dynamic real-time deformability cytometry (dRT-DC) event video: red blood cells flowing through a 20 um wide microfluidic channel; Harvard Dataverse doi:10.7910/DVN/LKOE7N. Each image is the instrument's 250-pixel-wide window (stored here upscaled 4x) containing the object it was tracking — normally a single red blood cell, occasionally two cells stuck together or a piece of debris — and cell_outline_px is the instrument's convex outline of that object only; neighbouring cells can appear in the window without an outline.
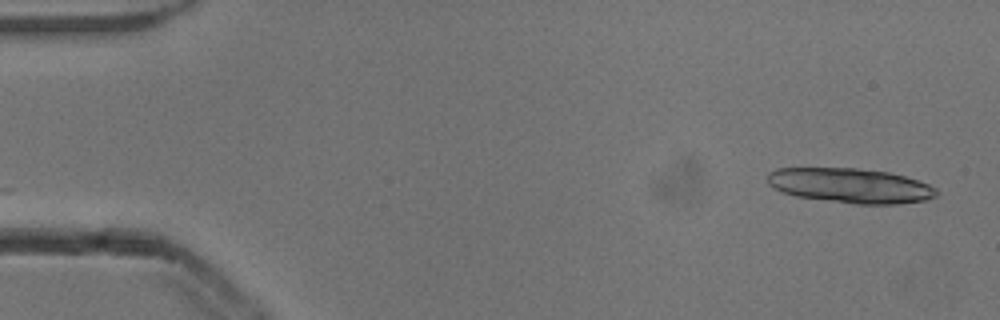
{"species": "common noctule bat (a hibernating species)", "species_latin": "Nyctalus noctula", "temperature_condition": "cold", "stored_images_in_passage": 26, "camera_frame_rate_fps": 3000, "um_per_image_px": 0.085, "animal": {"sex": "male", "body_mass_g": 13.3}, "frame": {"image": 1, "passage_image": 1, "time_ms": 0.0, "image_size_px": [1000, 320], "cell_outline_px": [[936, 196], [924, 200], [900, 204], [856, 204], [796, 196], [780, 192], [768, 184], [768, 172], [776, 168], [856, 168], [888, 172], [904, 176], [928, 184], [936, 188]], "centroid_in_image_um": [72.25, 15.77], "position_along_channel_um": 12.8, "area_um2": 34.16}}
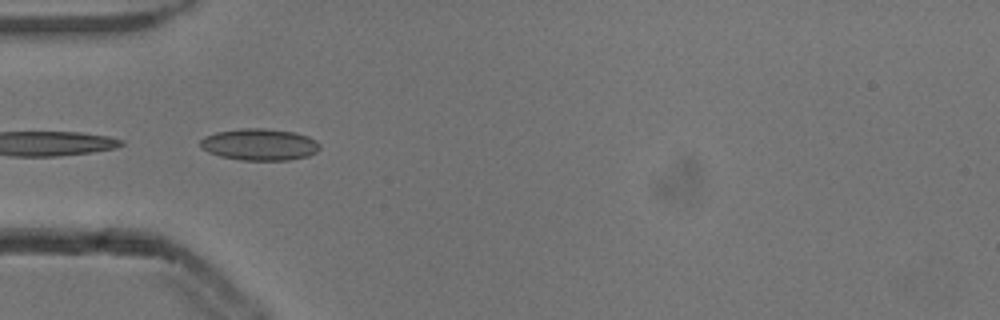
{"frame": {"image": 2, "passage_image": 15, "time_ms": 4.667, "image_size_px": [1000, 320], "cell_outline_px": [[320, 148], [316, 152], [308, 156], [288, 160], [240, 160], [220, 156], [208, 152], [200, 148], [200, 140], [204, 136], [216, 132], [240, 128], [264, 128], [296, 132], [308, 136], [316, 140], [320, 144]], "centroid_in_image_um": [22.05, 12.28], "position_along_channel_um": 62.9, "area_um2": 22.31}}